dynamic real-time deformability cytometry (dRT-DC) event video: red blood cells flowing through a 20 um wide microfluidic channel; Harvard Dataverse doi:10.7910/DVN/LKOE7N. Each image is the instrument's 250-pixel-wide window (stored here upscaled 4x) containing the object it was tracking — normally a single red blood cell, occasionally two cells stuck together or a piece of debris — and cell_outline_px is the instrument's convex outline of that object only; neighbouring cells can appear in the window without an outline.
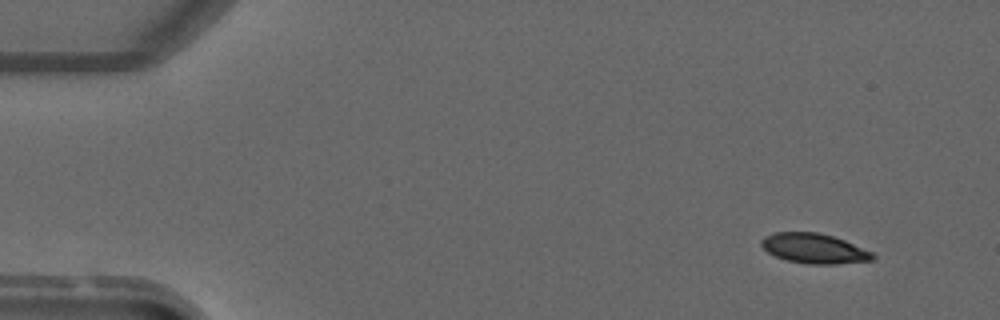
{"species": "common noctule bat (a hibernating species)", "species_latin": "Nyctalus noctula", "temperature_condition": "warm", "stored_images_in_passage": 3, "camera_frame_rate_fps": 3000, "um_per_image_px": 0.085, "animal": {"sex": "male", "forearm_length_mm": 52.5}, "frame": {"image": 1, "passage_image": 1, "time_ms": 0.0, "image_size_px": [1000, 320], "cell_outline_px": [[876, 256], [872, 260], [836, 264], [808, 264], [788, 260], [776, 256], [768, 252], [760, 244], [760, 240], [764, 236], [772, 232], [816, 232], [832, 236], [844, 240], [872, 252]], "centroid_in_image_um": [69.18, 21.11], "position_along_channel_um": 15.8, "area_um2": 19.31}}